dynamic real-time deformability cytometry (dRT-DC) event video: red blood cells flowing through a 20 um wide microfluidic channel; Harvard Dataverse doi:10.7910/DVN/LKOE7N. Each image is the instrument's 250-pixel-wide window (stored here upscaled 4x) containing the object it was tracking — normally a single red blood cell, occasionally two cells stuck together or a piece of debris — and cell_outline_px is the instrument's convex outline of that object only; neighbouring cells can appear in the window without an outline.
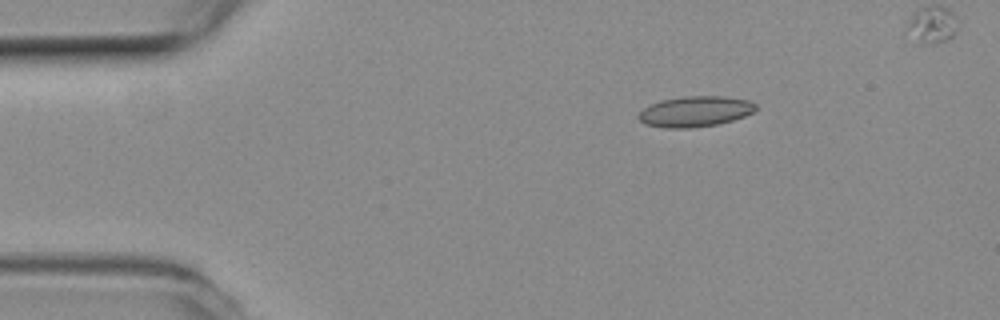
{"species": "common noctule bat (a hibernating species)", "species_latin": "Nyctalus noctula", "temperature_condition": "room temperature", "stored_images_in_passage": 42, "camera_frame_rate_fps": 3000, "um_per_image_px": 0.085, "animal": {"sex": "female", "body_mass_g": 19.3, "forearm_length_mm": 54.1}, "frame": {"image": 1, "passage_image": 1, "time_ms": 0.0, "image_size_px": [1000, 320], "cell_outline_px": [[756, 108], [752, 112], [744, 116], [732, 120], [716, 124], [688, 128], [668, 128], [644, 124], [636, 116], [648, 104], [660, 100], [684, 96], [724, 96], [748, 100], [756, 104]], "centroid_in_image_um": [59.04, 9.46], "position_along_channel_um": 26.0, "area_um2": 20.87}}
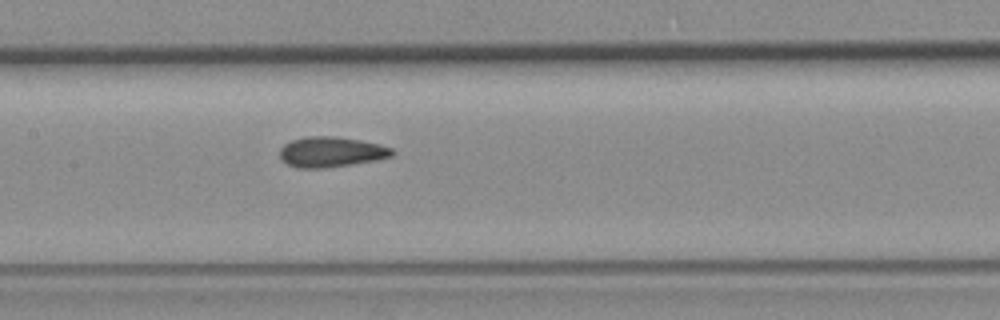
{"frame": {"image": 2, "passage_image": 18, "time_ms": 5.667, "image_size_px": [1000, 320], "cell_outline_px": [[396, 152], [392, 156], [376, 160], [352, 164], [324, 168], [296, 168], [280, 160], [280, 148], [284, 144], [292, 140], [308, 136], [336, 136], [360, 140], [392, 148]], "centroid_in_image_um": [28.12, 12.92], "position_along_channel_um": 179.3, "area_um2": 19.88}}
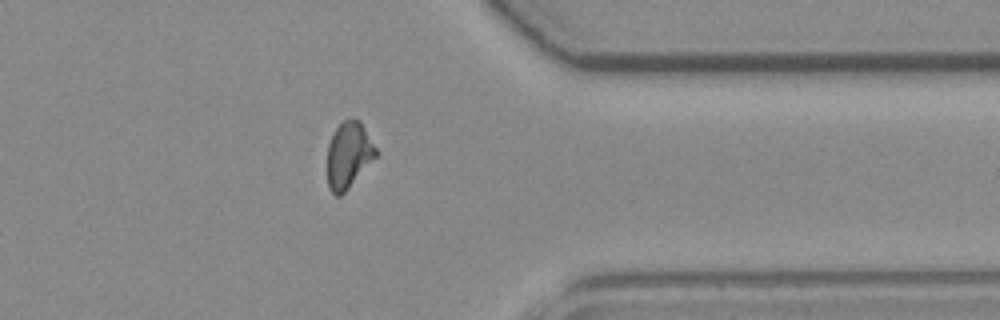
{"frame": {"image": 3, "passage_image": 35, "time_ms": 11.333, "image_size_px": [1000, 320], "cell_outline_px": [[380, 152], [348, 188], [340, 196], [336, 196], [332, 192], [328, 184], [328, 144], [336, 128], [344, 120], [360, 120]], "centroid_in_image_um": [29.66, 13.17], "position_along_channel_um": 381.7, "area_um2": 18.55}}